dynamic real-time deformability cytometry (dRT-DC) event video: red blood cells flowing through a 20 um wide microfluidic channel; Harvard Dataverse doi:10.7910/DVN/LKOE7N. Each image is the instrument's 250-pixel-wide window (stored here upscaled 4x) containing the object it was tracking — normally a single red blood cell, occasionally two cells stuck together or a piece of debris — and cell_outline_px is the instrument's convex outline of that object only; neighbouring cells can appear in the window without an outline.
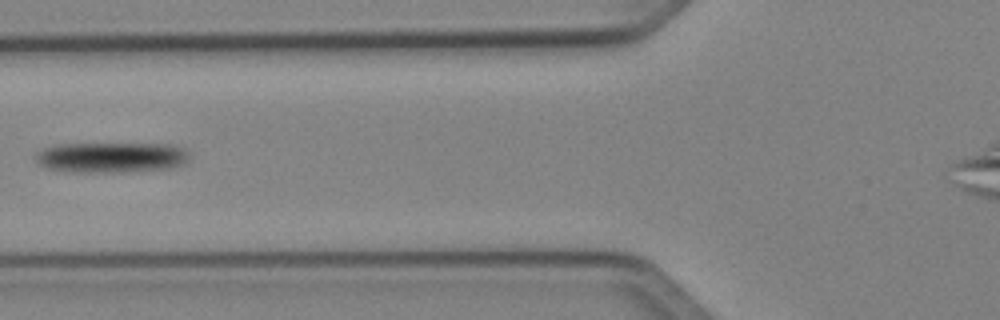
{"species": "Egyptian fruit bat (a non-hibernating species)", "species_latin": "Rousettus aegyptiacus", "temperature_condition": "cold", "stored_images_in_passage": 5, "camera_frame_rate_fps": 3000, "um_per_image_px": 0.085, "animal": {"sex": "female"}, "frame": {"image": 1, "passage_image": 4, "time_ms": 4.667, "image_size_px": [1000, 320], "cell_outline_px": [[188, 160], [184, 164], [168, 168], [108, 172], [80, 172], [48, 168], [36, 164], [36, 152], [44, 148], [56, 144], [172, 144], [184, 148], [188, 152]], "centroid_in_image_um": [9.44, 13.36], "position_along_channel_um": 116.4, "area_um2": 27.05}}
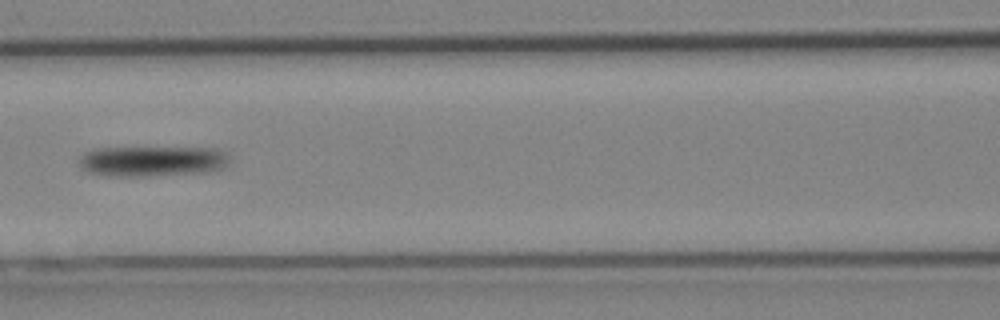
{"frame": {"image": 2, "passage_image": 5, "time_ms": 5.667, "image_size_px": [1000, 320], "cell_outline_px": [[228, 164], [224, 168], [212, 172], [148, 176], [108, 176], [88, 172], [80, 168], [76, 160], [84, 152], [96, 148], [216, 148], [224, 152], [228, 156]], "centroid_in_image_um": [12.91, 13.71], "position_along_channel_um": 153.7, "area_um2": 27.11}}